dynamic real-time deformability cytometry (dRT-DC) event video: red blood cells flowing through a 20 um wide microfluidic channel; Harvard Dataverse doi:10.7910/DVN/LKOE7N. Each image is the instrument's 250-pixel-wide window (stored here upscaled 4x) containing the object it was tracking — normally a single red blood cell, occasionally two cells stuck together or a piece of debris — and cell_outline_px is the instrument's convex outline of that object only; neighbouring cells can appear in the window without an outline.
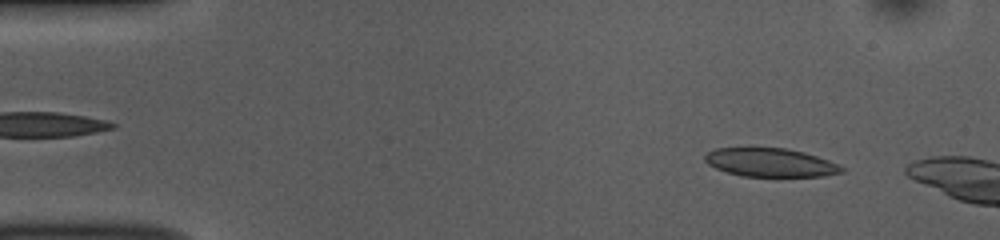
{"species": "common noctule bat (a hibernating species)", "species_latin": "Nyctalus noctula", "temperature_condition": "room temperature", "stored_images_in_passage": 14, "camera_frame_rate_fps": 3000, "um_per_image_px": 0.085, "animal": {"sex": "female", "body_mass_g": 10.0, "forearm_length_mm": 53.1}, "frame": {"image": 1, "passage_image": 5, "time_ms": 1.333, "image_size_px": [1000, 240], "cell_outline_px": [[844, 172], [824, 176], [740, 176], [716, 168], [708, 164], [704, 160], [704, 156], [708, 152], [716, 148], [788, 148], [804, 152], [828, 160], [844, 168]], "centroid_in_image_um": [65.48, 13.81], "position_along_channel_um": 19.5, "area_um2": 22.6}}